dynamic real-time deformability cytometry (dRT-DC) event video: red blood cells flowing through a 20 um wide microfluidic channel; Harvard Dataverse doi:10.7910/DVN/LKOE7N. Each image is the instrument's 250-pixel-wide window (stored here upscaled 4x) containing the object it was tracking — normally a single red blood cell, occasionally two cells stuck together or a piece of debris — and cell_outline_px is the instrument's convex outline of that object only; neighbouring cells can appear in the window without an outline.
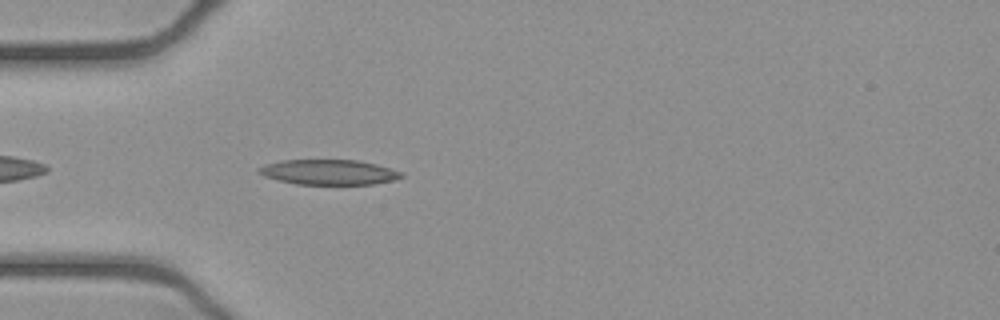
{"species": "common noctule bat (a hibernating species)", "species_latin": "Nyctalus noctula", "temperature_condition": "cold", "stored_images_in_passage": 39, "camera_frame_rate_fps": 3000, "um_per_image_px": 0.085, "animal": {"sex": "female", "body_mass_g": 21.9}, "frame": {"image": 1, "passage_image": 3, "time_ms": 0.667, "image_size_px": [1000, 320], "cell_outline_px": [[404, 176], [392, 180], [372, 184], [296, 184], [264, 176], [256, 168], [264, 164], [280, 160], [360, 160], [376, 164], [400, 172]], "centroid_in_image_um": [27.91, 14.62], "position_along_channel_um": 57.1, "area_um2": 20.63}}
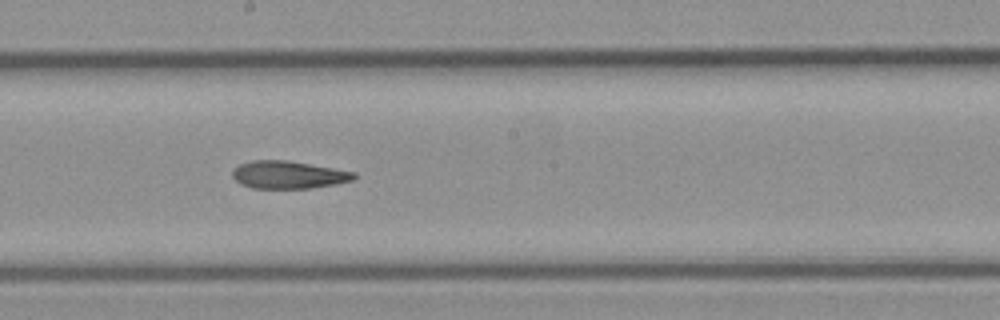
{"frame": {"image": 2, "passage_image": 16, "time_ms": 5.0, "image_size_px": [1000, 320], "cell_outline_px": [[356, 176], [352, 180], [336, 184], [308, 188], [252, 188], [240, 184], [232, 176], [232, 172], [240, 164], [252, 160], [288, 160], [356, 172]], "centroid_in_image_um": [24.51, 14.85], "position_along_channel_um": 223.7, "area_um2": 19.48}}
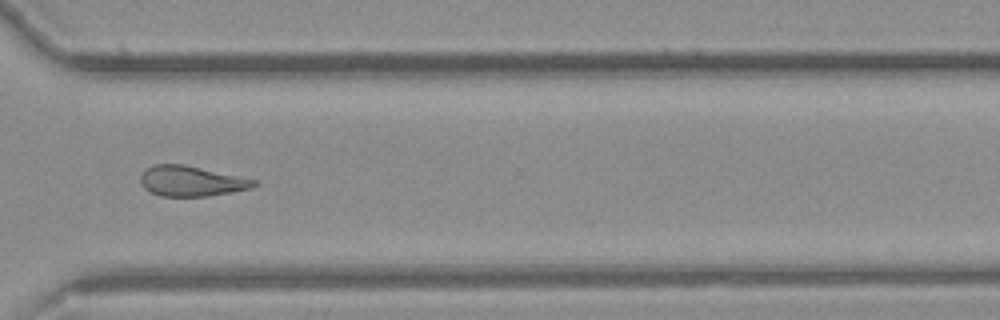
{"frame": {"image": 3, "passage_image": 26, "time_ms": 8.333, "image_size_px": [1000, 320], "cell_outline_px": [[256, 184], [252, 188], [208, 196], [160, 196], [144, 188], [140, 184], [140, 176], [144, 168], [156, 164], [184, 164], [256, 180]], "centroid_in_image_um": [16.2, 15.39], "position_along_channel_um": 354.4, "area_um2": 19.94}, "authors_computed_cell_mechanics": {"area_um2": 20.4612, "velocity_mm_per_s": 3.9378, "shape_relaxation_time_tau1_ms": null, "shape_relaxation_time_tau2_ms": 6.8423, "deformation_change_tau1": null, "deformation_change_tau2": 0.1664}}